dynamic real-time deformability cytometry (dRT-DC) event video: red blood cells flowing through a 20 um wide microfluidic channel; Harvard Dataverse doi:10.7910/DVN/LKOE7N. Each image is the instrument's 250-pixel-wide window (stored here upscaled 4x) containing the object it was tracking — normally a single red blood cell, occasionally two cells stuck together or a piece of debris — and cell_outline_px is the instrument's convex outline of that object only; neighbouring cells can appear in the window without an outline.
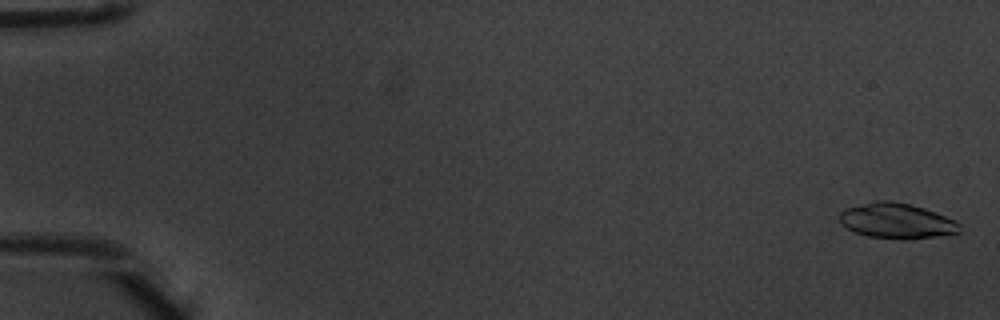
{"species": "common noctule bat (a hibernating species)", "species_latin": "Nyctalus noctula", "temperature_condition": "warm", "stored_images_in_passage": 6, "camera_frame_rate_fps": 3000, "um_per_image_px": 0.085, "animal": {"sex": "male", "body_mass_g": 20.1, "forearm_length_mm": 53.5}, "frame": {"image": 1, "passage_image": 1, "time_ms": 0.0, "image_size_px": [1000, 320], "cell_outline_px": [[960, 232], [908, 240], [904, 240], [868, 236], [856, 232], [840, 224], [840, 212], [844, 208], [872, 200], [892, 200], [912, 204], [924, 208], [956, 220], [960, 224]], "centroid_in_image_um": [76.19, 18.75], "position_along_channel_um": 8.8, "area_um2": 24.97}}